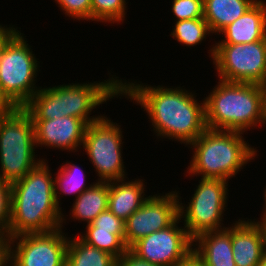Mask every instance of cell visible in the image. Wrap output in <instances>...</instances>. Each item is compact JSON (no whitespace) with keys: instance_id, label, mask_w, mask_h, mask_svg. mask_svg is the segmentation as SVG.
Here are the masks:
<instances>
[{"instance_id":"ac0fdd59","label":"cell","mask_w":266,"mask_h":266,"mask_svg":"<svg viewBox=\"0 0 266 266\" xmlns=\"http://www.w3.org/2000/svg\"><path fill=\"white\" fill-rule=\"evenodd\" d=\"M144 182L139 178L109 181L108 209L123 221L128 219L148 198Z\"/></svg>"},{"instance_id":"e0dca14e","label":"cell","mask_w":266,"mask_h":266,"mask_svg":"<svg viewBox=\"0 0 266 266\" xmlns=\"http://www.w3.org/2000/svg\"><path fill=\"white\" fill-rule=\"evenodd\" d=\"M221 33L224 38L215 44H246L263 40L266 37V2L258 0Z\"/></svg>"},{"instance_id":"44dd1931","label":"cell","mask_w":266,"mask_h":266,"mask_svg":"<svg viewBox=\"0 0 266 266\" xmlns=\"http://www.w3.org/2000/svg\"><path fill=\"white\" fill-rule=\"evenodd\" d=\"M65 266H117V259L82 241L78 235L69 237Z\"/></svg>"},{"instance_id":"d4e9b609","label":"cell","mask_w":266,"mask_h":266,"mask_svg":"<svg viewBox=\"0 0 266 266\" xmlns=\"http://www.w3.org/2000/svg\"><path fill=\"white\" fill-rule=\"evenodd\" d=\"M126 0H91V21L122 23L125 19Z\"/></svg>"},{"instance_id":"9c48e42d","label":"cell","mask_w":266,"mask_h":266,"mask_svg":"<svg viewBox=\"0 0 266 266\" xmlns=\"http://www.w3.org/2000/svg\"><path fill=\"white\" fill-rule=\"evenodd\" d=\"M208 51L220 80L266 85V37L246 44H213Z\"/></svg>"},{"instance_id":"d6986e66","label":"cell","mask_w":266,"mask_h":266,"mask_svg":"<svg viewBox=\"0 0 266 266\" xmlns=\"http://www.w3.org/2000/svg\"><path fill=\"white\" fill-rule=\"evenodd\" d=\"M258 0H203V18L211 34L221 32L240 18Z\"/></svg>"},{"instance_id":"4316f807","label":"cell","mask_w":266,"mask_h":266,"mask_svg":"<svg viewBox=\"0 0 266 266\" xmlns=\"http://www.w3.org/2000/svg\"><path fill=\"white\" fill-rule=\"evenodd\" d=\"M63 13L74 20H91V0H55Z\"/></svg>"},{"instance_id":"52a82bcc","label":"cell","mask_w":266,"mask_h":266,"mask_svg":"<svg viewBox=\"0 0 266 266\" xmlns=\"http://www.w3.org/2000/svg\"><path fill=\"white\" fill-rule=\"evenodd\" d=\"M25 37L18 30L0 52V92L18 108H22L41 88L35 85L41 66Z\"/></svg>"},{"instance_id":"9a60e30c","label":"cell","mask_w":266,"mask_h":266,"mask_svg":"<svg viewBox=\"0 0 266 266\" xmlns=\"http://www.w3.org/2000/svg\"><path fill=\"white\" fill-rule=\"evenodd\" d=\"M256 219H239L231 226L232 253L236 266H259L266 251V226Z\"/></svg>"},{"instance_id":"484cf974","label":"cell","mask_w":266,"mask_h":266,"mask_svg":"<svg viewBox=\"0 0 266 266\" xmlns=\"http://www.w3.org/2000/svg\"><path fill=\"white\" fill-rule=\"evenodd\" d=\"M171 10L176 22L203 18V0H173Z\"/></svg>"},{"instance_id":"7a4b0ae2","label":"cell","mask_w":266,"mask_h":266,"mask_svg":"<svg viewBox=\"0 0 266 266\" xmlns=\"http://www.w3.org/2000/svg\"><path fill=\"white\" fill-rule=\"evenodd\" d=\"M49 168L42 160L24 178L11 184V237L63 229L66 219L56 202L54 176Z\"/></svg>"},{"instance_id":"1f68e13d","label":"cell","mask_w":266,"mask_h":266,"mask_svg":"<svg viewBox=\"0 0 266 266\" xmlns=\"http://www.w3.org/2000/svg\"><path fill=\"white\" fill-rule=\"evenodd\" d=\"M17 28L13 25L7 27L0 24V52L9 39L17 32Z\"/></svg>"},{"instance_id":"7402d4cb","label":"cell","mask_w":266,"mask_h":266,"mask_svg":"<svg viewBox=\"0 0 266 266\" xmlns=\"http://www.w3.org/2000/svg\"><path fill=\"white\" fill-rule=\"evenodd\" d=\"M56 175L57 176L54 178V188L56 202L59 206L61 204L60 197L62 193L65 195L76 194L75 197L77 198L82 192L94 184L86 185L84 171L70 161H66L65 164H62Z\"/></svg>"},{"instance_id":"4dcf8cb0","label":"cell","mask_w":266,"mask_h":266,"mask_svg":"<svg viewBox=\"0 0 266 266\" xmlns=\"http://www.w3.org/2000/svg\"><path fill=\"white\" fill-rule=\"evenodd\" d=\"M117 266H158L144 259L139 258L130 249H128L119 259Z\"/></svg>"},{"instance_id":"ba28073f","label":"cell","mask_w":266,"mask_h":266,"mask_svg":"<svg viewBox=\"0 0 266 266\" xmlns=\"http://www.w3.org/2000/svg\"><path fill=\"white\" fill-rule=\"evenodd\" d=\"M200 179L190 202L186 206L182 201L179 203V217L183 219V225L193 239L204 232L227 228L221 222L227 207L228 181L218 178Z\"/></svg>"},{"instance_id":"5b68a950","label":"cell","mask_w":266,"mask_h":266,"mask_svg":"<svg viewBox=\"0 0 266 266\" xmlns=\"http://www.w3.org/2000/svg\"><path fill=\"white\" fill-rule=\"evenodd\" d=\"M194 152L187 174L201 178H230L255 159L257 150L243 138V133L206 129L189 144ZM193 174V175H192Z\"/></svg>"},{"instance_id":"3957f363","label":"cell","mask_w":266,"mask_h":266,"mask_svg":"<svg viewBox=\"0 0 266 266\" xmlns=\"http://www.w3.org/2000/svg\"><path fill=\"white\" fill-rule=\"evenodd\" d=\"M94 83H69L40 88L22 107L32 120H52L60 117L82 119L87 125L101 119V115H91L93 109L113 97L121 96L119 77Z\"/></svg>"},{"instance_id":"4fadbf2b","label":"cell","mask_w":266,"mask_h":266,"mask_svg":"<svg viewBox=\"0 0 266 266\" xmlns=\"http://www.w3.org/2000/svg\"><path fill=\"white\" fill-rule=\"evenodd\" d=\"M179 191L149 195L125 224V244L130 248L139 239L170 226L179 217Z\"/></svg>"},{"instance_id":"5bb4252c","label":"cell","mask_w":266,"mask_h":266,"mask_svg":"<svg viewBox=\"0 0 266 266\" xmlns=\"http://www.w3.org/2000/svg\"><path fill=\"white\" fill-rule=\"evenodd\" d=\"M32 121L36 147L57 148L68 152H76L82 148L87 127L82 119L64 116L52 120Z\"/></svg>"},{"instance_id":"e575fe53","label":"cell","mask_w":266,"mask_h":266,"mask_svg":"<svg viewBox=\"0 0 266 266\" xmlns=\"http://www.w3.org/2000/svg\"><path fill=\"white\" fill-rule=\"evenodd\" d=\"M259 266H266V251L263 253Z\"/></svg>"},{"instance_id":"836d02e7","label":"cell","mask_w":266,"mask_h":266,"mask_svg":"<svg viewBox=\"0 0 266 266\" xmlns=\"http://www.w3.org/2000/svg\"><path fill=\"white\" fill-rule=\"evenodd\" d=\"M263 195H264L263 197H264V200H265V203H264L265 205L263 206L264 211L262 212L263 214L261 215L262 219L260 218V221L256 220V222L266 226V188H265V191H264Z\"/></svg>"},{"instance_id":"8992f818","label":"cell","mask_w":266,"mask_h":266,"mask_svg":"<svg viewBox=\"0 0 266 266\" xmlns=\"http://www.w3.org/2000/svg\"><path fill=\"white\" fill-rule=\"evenodd\" d=\"M35 149L34 124L23 108L0 115V179L13 184L24 178L44 160Z\"/></svg>"},{"instance_id":"d590c367","label":"cell","mask_w":266,"mask_h":266,"mask_svg":"<svg viewBox=\"0 0 266 266\" xmlns=\"http://www.w3.org/2000/svg\"><path fill=\"white\" fill-rule=\"evenodd\" d=\"M182 266H200V265L194 259H192L187 264L182 265Z\"/></svg>"},{"instance_id":"83f0119b","label":"cell","mask_w":266,"mask_h":266,"mask_svg":"<svg viewBox=\"0 0 266 266\" xmlns=\"http://www.w3.org/2000/svg\"><path fill=\"white\" fill-rule=\"evenodd\" d=\"M11 218V184L0 179V234H8Z\"/></svg>"},{"instance_id":"ffe728a7","label":"cell","mask_w":266,"mask_h":266,"mask_svg":"<svg viewBox=\"0 0 266 266\" xmlns=\"http://www.w3.org/2000/svg\"><path fill=\"white\" fill-rule=\"evenodd\" d=\"M109 182L96 181L75 198L70 216L90 224L100 213L108 209Z\"/></svg>"},{"instance_id":"603a6c76","label":"cell","mask_w":266,"mask_h":266,"mask_svg":"<svg viewBox=\"0 0 266 266\" xmlns=\"http://www.w3.org/2000/svg\"><path fill=\"white\" fill-rule=\"evenodd\" d=\"M86 229L85 233H80L78 237L86 244L108 252L116 259L129 249L125 244V234H112V231L98 230L91 223L86 225Z\"/></svg>"},{"instance_id":"d6a6232c","label":"cell","mask_w":266,"mask_h":266,"mask_svg":"<svg viewBox=\"0 0 266 266\" xmlns=\"http://www.w3.org/2000/svg\"><path fill=\"white\" fill-rule=\"evenodd\" d=\"M13 108L0 92V115L10 112Z\"/></svg>"},{"instance_id":"2e32d148","label":"cell","mask_w":266,"mask_h":266,"mask_svg":"<svg viewBox=\"0 0 266 266\" xmlns=\"http://www.w3.org/2000/svg\"><path fill=\"white\" fill-rule=\"evenodd\" d=\"M193 242V259L200 266H236L232 253L231 227L201 233Z\"/></svg>"},{"instance_id":"8fae6325","label":"cell","mask_w":266,"mask_h":266,"mask_svg":"<svg viewBox=\"0 0 266 266\" xmlns=\"http://www.w3.org/2000/svg\"><path fill=\"white\" fill-rule=\"evenodd\" d=\"M178 217L170 226L135 242L129 249L139 258L158 266H182L193 259V238Z\"/></svg>"},{"instance_id":"7c38bea8","label":"cell","mask_w":266,"mask_h":266,"mask_svg":"<svg viewBox=\"0 0 266 266\" xmlns=\"http://www.w3.org/2000/svg\"><path fill=\"white\" fill-rule=\"evenodd\" d=\"M68 241L69 237L63 233L62 228L47 233L14 236L11 243V266H65Z\"/></svg>"},{"instance_id":"f1b7e54d","label":"cell","mask_w":266,"mask_h":266,"mask_svg":"<svg viewBox=\"0 0 266 266\" xmlns=\"http://www.w3.org/2000/svg\"><path fill=\"white\" fill-rule=\"evenodd\" d=\"M91 224L98 230L112 231V234H125L124 221L116 217L109 209L100 213Z\"/></svg>"},{"instance_id":"cb8c5ba5","label":"cell","mask_w":266,"mask_h":266,"mask_svg":"<svg viewBox=\"0 0 266 266\" xmlns=\"http://www.w3.org/2000/svg\"><path fill=\"white\" fill-rule=\"evenodd\" d=\"M208 23L204 18L181 20L175 22L171 36L184 46H196L201 44L207 35L210 36Z\"/></svg>"},{"instance_id":"f546056e","label":"cell","mask_w":266,"mask_h":266,"mask_svg":"<svg viewBox=\"0 0 266 266\" xmlns=\"http://www.w3.org/2000/svg\"><path fill=\"white\" fill-rule=\"evenodd\" d=\"M12 237L0 234V266H11Z\"/></svg>"},{"instance_id":"30bf717a","label":"cell","mask_w":266,"mask_h":266,"mask_svg":"<svg viewBox=\"0 0 266 266\" xmlns=\"http://www.w3.org/2000/svg\"><path fill=\"white\" fill-rule=\"evenodd\" d=\"M107 116L88 124L83 149L96 169L98 181H115L126 177V167L122 157V129Z\"/></svg>"},{"instance_id":"6da1fadb","label":"cell","mask_w":266,"mask_h":266,"mask_svg":"<svg viewBox=\"0 0 266 266\" xmlns=\"http://www.w3.org/2000/svg\"><path fill=\"white\" fill-rule=\"evenodd\" d=\"M121 96L139 104L150 119L157 137L185 144L195 141L206 129L205 100L182 87L149 86L121 81Z\"/></svg>"},{"instance_id":"277c9868","label":"cell","mask_w":266,"mask_h":266,"mask_svg":"<svg viewBox=\"0 0 266 266\" xmlns=\"http://www.w3.org/2000/svg\"><path fill=\"white\" fill-rule=\"evenodd\" d=\"M204 100L208 129L244 133L266 124V89L263 85L219 79L218 85Z\"/></svg>"}]
</instances>
